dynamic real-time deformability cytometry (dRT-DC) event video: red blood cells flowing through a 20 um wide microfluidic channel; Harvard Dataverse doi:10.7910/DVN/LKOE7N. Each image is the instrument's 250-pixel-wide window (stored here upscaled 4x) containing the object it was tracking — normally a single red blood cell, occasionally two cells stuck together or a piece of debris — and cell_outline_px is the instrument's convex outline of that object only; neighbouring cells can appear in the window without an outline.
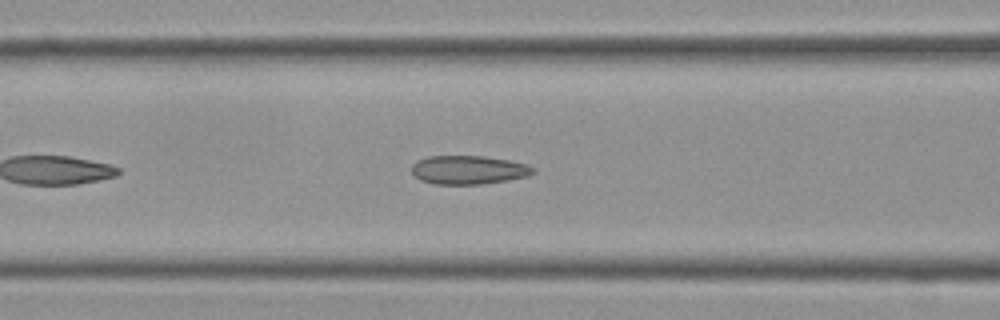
{"species": "Egyptian fruit bat (a non-hibernating species)", "species_latin": "Rousettus aegyptiacus", "temperature_condition": "cold", "stored_images_in_passage": 33, "camera_frame_rate_fps": 3000, "um_per_image_px": 0.085, "frame": {"image": 1, "passage_image": 10, "time_ms": 3.0, "image_size_px": [1000, 320], "cell_outline_px": [[536, 172], [528, 176], [508, 180], [480, 184], [436, 184], [420, 180], [412, 172], [412, 164], [416, 160], [428, 156], [484, 156], [508, 160], [524, 164], [536, 168]], "centroid_in_image_um": [39.82, 14.44], "position_along_channel_um": 126.8, "area_um2": 20.29}}
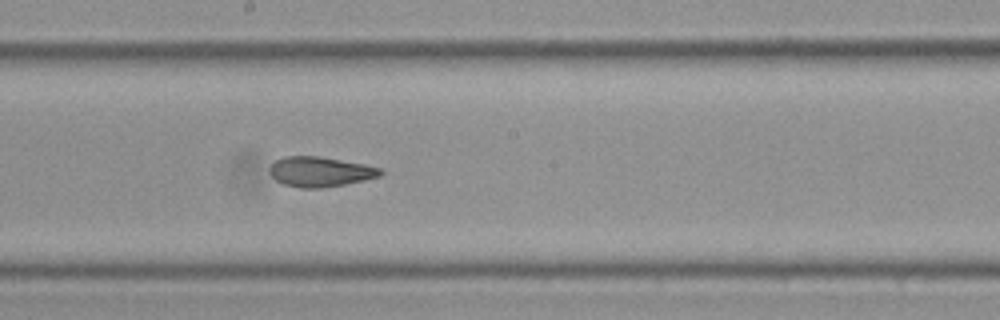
{"frame": {"image": 2, "passage_image": 18, "time_ms": 5.667, "image_size_px": [1000, 320], "cell_outline_px": [[384, 172], [380, 176], [364, 180], [344, 184], [320, 188], [300, 188], [284, 184], [276, 180], [272, 176], [268, 168], [276, 160], [284, 156], [320, 156], [364, 164], [380, 168]], "centroid_in_image_um": [27.2, 14.59], "position_along_channel_um": 221.0, "area_um2": 19.31}}
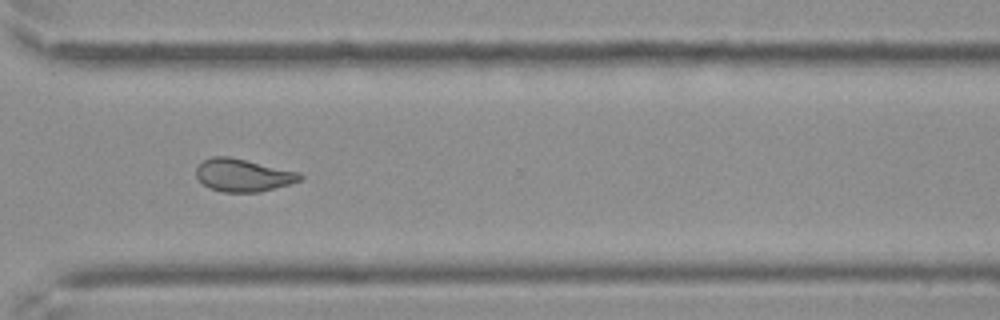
{"frame": {"image": 3, "passage_image": 29, "time_ms": 9.333, "image_size_px": [1000, 320], "cell_outline_px": [[304, 176], [300, 180], [288, 184], [260, 192], [220, 192], [208, 188], [196, 176], [196, 168], [204, 160], [212, 156], [228, 156], [300, 172]], "centroid_in_image_um": [20.64, 14.89], "position_along_channel_um": 350.0, "area_um2": 19.71}, "authors_computed_cell_mechanics": {"area_um2": 19.7676, "velocity_mm_per_s": 3.5243, "shape_relaxation_time_tau1_ms": null, "shape_relaxation_time_tau2_ms": 2.2302, "deformation_change_tau1": null, "deformation_change_tau2": 0.0714}}